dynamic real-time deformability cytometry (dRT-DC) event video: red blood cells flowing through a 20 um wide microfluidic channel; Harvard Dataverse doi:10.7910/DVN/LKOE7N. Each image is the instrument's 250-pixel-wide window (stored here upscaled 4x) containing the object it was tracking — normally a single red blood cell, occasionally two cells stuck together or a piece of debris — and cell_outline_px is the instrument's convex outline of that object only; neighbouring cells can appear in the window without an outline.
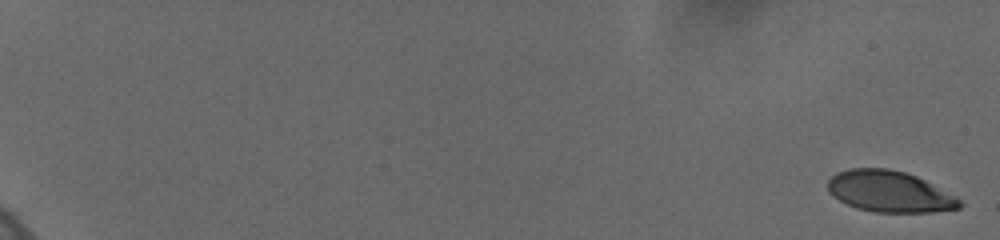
{"species": "human", "species_latin": "Homo sapiens", "temperature_condition": "cold", "stored_images_in_passage": 60, "camera_frame_rate_fps": 3000, "um_per_image_px": 0.085, "donor": {"sex": "female"}, "frame": {"image": 1, "passage_image": 1, "time_ms": 0.0, "image_size_px": [1000, 240], "cell_outline_px": [[964, 204], [960, 208], [932, 212], [876, 212], [856, 208], [832, 196], [828, 192], [828, 180], [836, 172], [848, 168], [888, 168], [904, 172], [916, 176], [956, 196]], "centroid_in_image_um": [75.6, 16.28], "position_along_channel_um": 9.4, "area_um2": 31.67}}
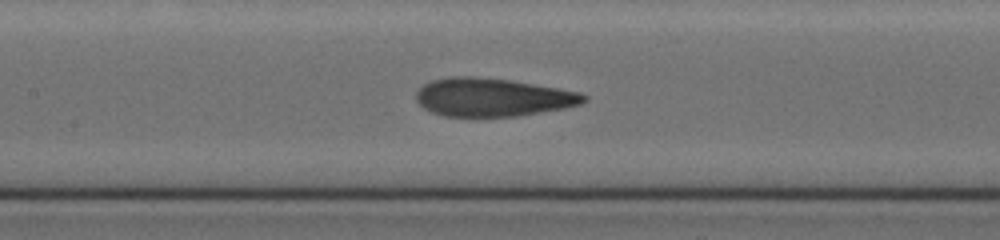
{"frame": {"image": 2, "passage_image": 33, "time_ms": 10.667, "image_size_px": [1000, 240], "cell_outline_px": [[588, 100], [580, 104], [564, 108], [516, 116], [444, 116], [432, 112], [424, 108], [416, 100], [416, 92], [424, 84], [432, 80], [448, 76], [472, 76], [512, 80], [580, 92], [588, 96]], "centroid_in_image_um": [41.87, 8.26], "position_along_channel_um": 165.5, "area_um2": 37.34}}
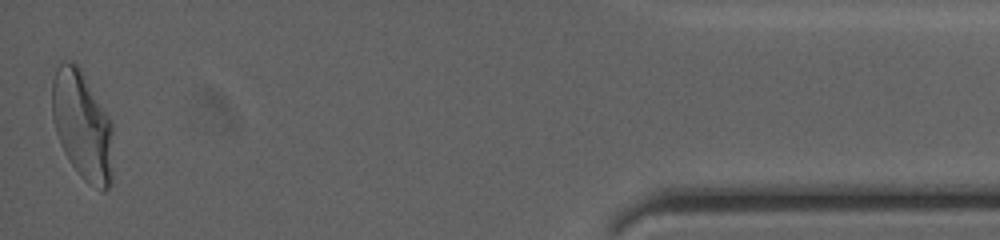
{"frame": {"image": 3, "passage_image": 60, "time_ms": 19.667, "image_size_px": [1000, 240], "cell_outline_px": [[112, 180], [108, 188], [104, 192], [100, 192], [88, 184], [80, 176], [68, 160], [60, 144], [56, 132], [52, 116], [52, 80], [56, 68], [64, 60], [72, 60], [80, 68], [112, 120]], "centroid_in_image_um": [7.01, 10.69], "position_along_channel_um": 428.2, "area_um2": 39.25}, "authors_computed_cell_mechanics": {"area_um2": 36.2117, "velocity_mm_per_s": 3.6241, "shape_relaxation_time_tau1_ms": 4.8689, "shape_relaxation_time_tau2_ms": 1.0763, "deformation_change_tau1": 0.1999, "deformation_change_tau2": 0.0868}}